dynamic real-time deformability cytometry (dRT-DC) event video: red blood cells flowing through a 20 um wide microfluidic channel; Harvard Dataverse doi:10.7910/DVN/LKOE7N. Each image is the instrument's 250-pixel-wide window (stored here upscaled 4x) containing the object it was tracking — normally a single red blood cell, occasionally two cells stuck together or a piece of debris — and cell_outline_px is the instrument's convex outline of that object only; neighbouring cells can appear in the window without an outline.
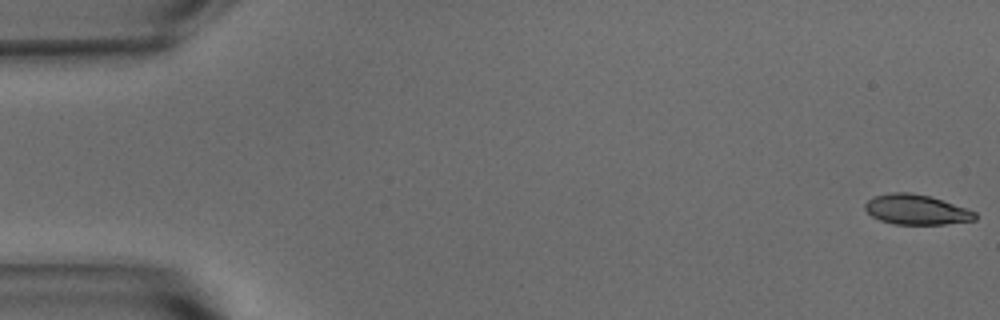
{"species": "common noctule bat (a hibernating species)", "species_latin": "Nyctalus noctula", "temperature_condition": "warm", "stored_images_in_passage": 54, "camera_frame_rate_fps": 3000, "um_per_image_px": 0.085, "animal": {"sex": "male", "body_mass_g": 15.6}, "frame": {"image": 1, "passage_image": 1, "time_ms": 0.0, "image_size_px": [1000, 320], "cell_outline_px": [[976, 220], [944, 224], [896, 224], [880, 220], [872, 216], [864, 208], [864, 204], [872, 196], [888, 192], [912, 192], [928, 196], [968, 208], [976, 212]], "centroid_in_image_um": [77.87, 17.8], "position_along_channel_um": 7.1, "area_um2": 19.31}}
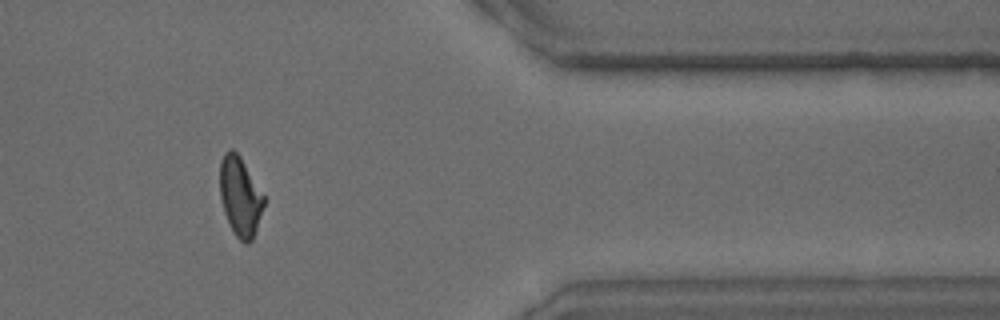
{"frame": {"image": 2, "passage_image": 45, "time_ms": 14.667, "image_size_px": [1000, 320], "cell_outline_px": [[264, 204], [252, 240], [248, 244], [244, 244], [236, 236], [224, 212], [220, 200], [220, 160], [224, 152], [228, 148], [232, 148], [240, 156], [264, 196]], "centroid_in_image_um": [20.38, 16.67], "position_along_channel_um": 391.0, "area_um2": 20.11}}
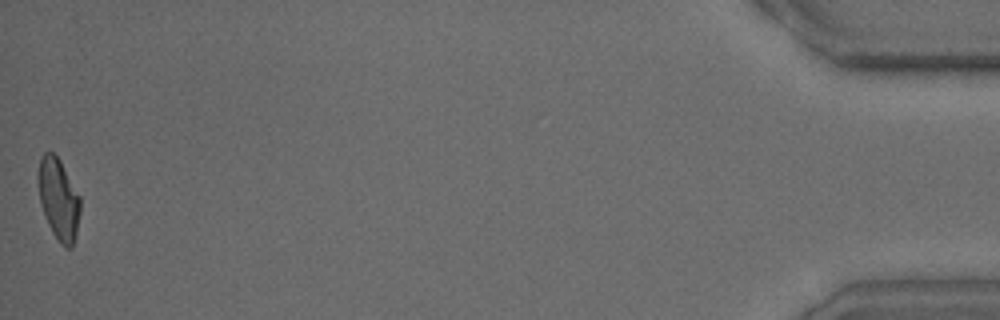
{"frame": {"image": 3, "passage_image": 54, "time_ms": 17.667, "image_size_px": [1000, 320], "cell_outline_px": [[80, 212], [76, 232], [72, 248], [64, 248], [60, 244], [52, 232], [48, 224], [40, 204], [36, 176], [36, 172], [40, 156], [44, 152], [52, 152], [60, 160], [80, 196]], "centroid_in_image_um": [4.95, 16.9], "position_along_channel_um": 430.3, "area_um2": 20.29}, "authors_computed_cell_mechanics": {"area_um2": 20.4612, "velocity_mm_per_s": 3.764, "shape_relaxation_time_tau1_ms": 4.6378, "shape_relaxation_time_tau2_ms": 1.6432, "deformation_change_tau1": 0.202, "deformation_change_tau2": 0.0876}}